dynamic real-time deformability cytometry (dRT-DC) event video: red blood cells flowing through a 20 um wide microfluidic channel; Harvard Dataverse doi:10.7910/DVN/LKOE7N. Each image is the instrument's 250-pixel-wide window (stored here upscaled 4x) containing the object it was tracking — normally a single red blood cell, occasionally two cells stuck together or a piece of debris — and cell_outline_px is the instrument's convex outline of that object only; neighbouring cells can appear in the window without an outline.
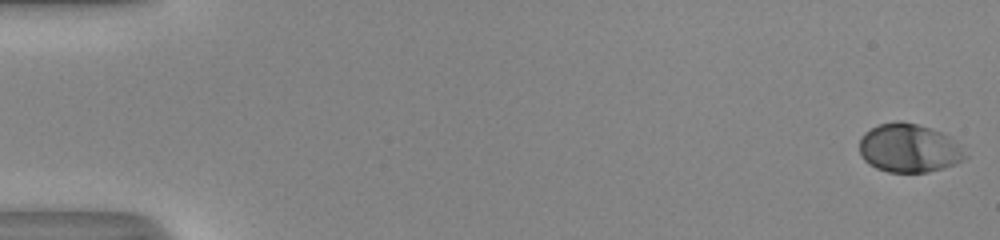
{"species": "human", "species_latin": "Homo sapiens", "temperature_condition": "room temperature", "stored_images_in_passage": 53, "camera_frame_rate_fps": 3000, "um_per_image_px": 0.085, "donor": {"sex": "male"}, "frame": {"image": 1, "passage_image": 1, "time_ms": 0.0, "image_size_px": [1000, 240], "cell_outline_px": [[968, 156], [964, 160], [956, 164], [944, 168], [928, 172], [888, 172], [876, 168], [868, 164], [860, 156], [860, 140], [864, 132], [880, 124], [896, 120], [900, 120], [916, 124], [940, 132], [948, 136]], "centroid_in_image_um": [77.23, 12.6], "position_along_channel_um": 7.8, "area_um2": 29.82}}
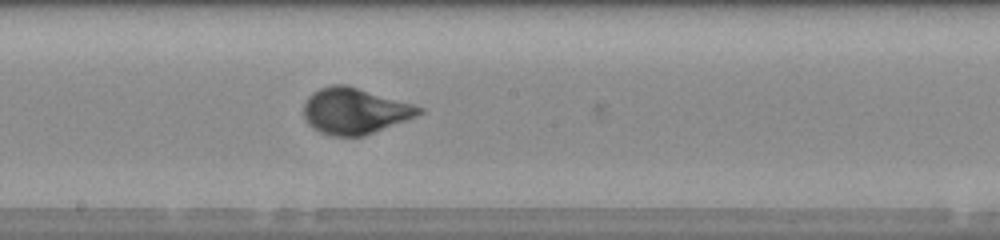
{"frame": {"image": 2, "passage_image": 30, "time_ms": 9.667, "image_size_px": [1000, 240], "cell_outline_px": [[424, 112], [408, 120], [364, 136], [332, 136], [320, 132], [312, 128], [304, 120], [304, 104], [308, 96], [312, 92], [320, 88], [332, 84], [348, 84], [412, 104], [424, 108]], "centroid_in_image_um": [30.14, 9.43], "position_along_channel_um": 218.1, "area_um2": 31.21}}
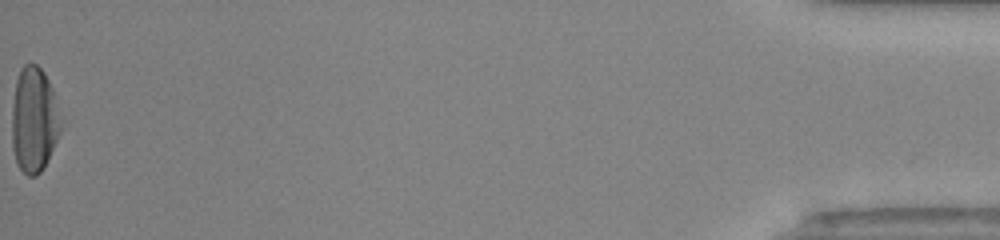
{"frame": {"image": 3, "passage_image": 53, "time_ms": 17.333, "image_size_px": [1000, 240], "cell_outline_px": [[60, 128], [56, 140], [40, 172], [36, 176], [28, 176], [16, 164], [12, 148], [12, 108], [16, 80], [20, 68], [24, 64], [36, 64], [44, 72], [52, 88]], "centroid_in_image_um": [2.83, 10.17], "position_along_channel_um": 432.4, "area_um2": 29.25}, "authors_computed_cell_mechanics": {"area_um2": 29.5358, "velocity_mm_per_s": 4.098, "shape_relaxation_time_tau1_ms": 3.387, "shape_relaxation_time_tau2_ms": null, "deformation_change_tau1": 0.1661, "deformation_change_tau2": null}}